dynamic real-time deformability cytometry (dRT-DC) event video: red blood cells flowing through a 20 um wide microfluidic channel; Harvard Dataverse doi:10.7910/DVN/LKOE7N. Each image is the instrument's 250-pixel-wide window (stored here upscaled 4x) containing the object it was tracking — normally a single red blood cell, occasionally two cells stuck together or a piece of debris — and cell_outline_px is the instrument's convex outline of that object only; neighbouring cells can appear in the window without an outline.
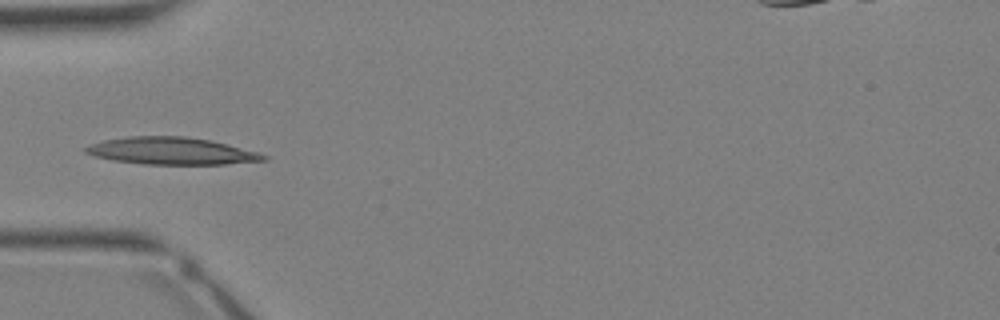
{"species": "Egyptian fruit bat (a non-hibernating species)", "species_latin": "Rousettus aegyptiacus", "temperature_condition": "warm", "stored_images_in_passage": 25, "segment_of_instrument_passage": [1, 2], "camera_frame_rate_fps": 3000, "um_per_image_px": 0.085, "animal": {"sex": "female"}, "frame": {"image": 1, "passage_image": 1, "time_ms": 0.0, "image_size_px": [1000, 320], "cell_outline_px": [[268, 160], [224, 164], [144, 164], [112, 160], [92, 156], [84, 152], [84, 148], [92, 144], [104, 140], [128, 136], [184, 136], [212, 140], [260, 152], [268, 156]], "centroid_in_image_um": [14.6, 12.83], "position_along_channel_um": 70.4, "area_um2": 28.32}}
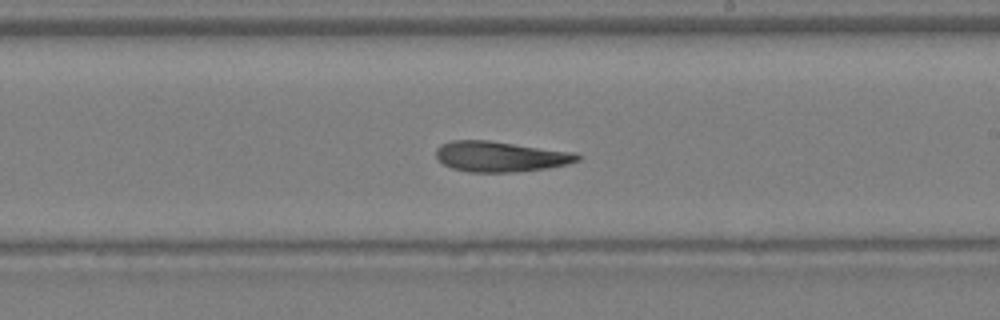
{"frame": {"image": 2, "passage_image": 10, "time_ms": 3.0, "image_size_px": [1000, 320], "cell_outline_px": [[580, 160], [568, 164], [544, 168], [516, 172], [468, 172], [452, 168], [444, 164], [436, 156], [436, 148], [440, 144], [452, 140], [488, 140], [576, 152], [580, 156]], "centroid_in_image_um": [42.53, 13.3], "position_along_channel_um": 246.5, "area_um2": 25.14}}
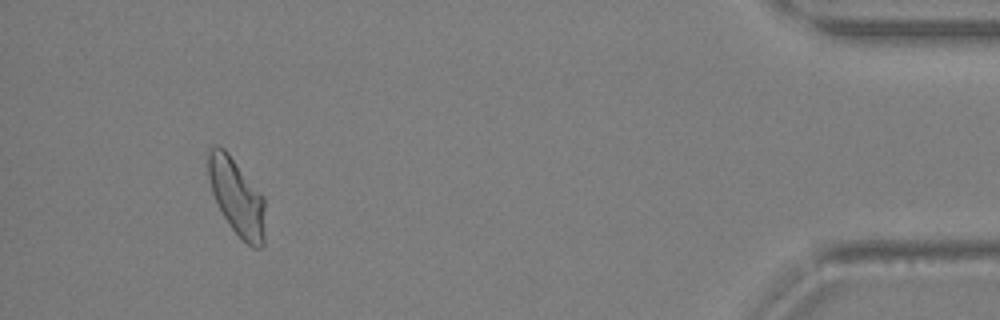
{"frame": {"image": 3, "passage_image": 22, "time_ms": 7.0, "image_size_px": [1000, 320], "cell_outline_px": [[264, 244], [260, 248], [252, 248], [232, 228], [224, 216], [212, 192], [208, 176], [208, 148], [216, 144], [224, 148], [228, 152], [264, 196]], "centroid_in_image_um": [20.13, 16.7], "position_along_channel_um": 415.1, "area_um2": 25.2}}